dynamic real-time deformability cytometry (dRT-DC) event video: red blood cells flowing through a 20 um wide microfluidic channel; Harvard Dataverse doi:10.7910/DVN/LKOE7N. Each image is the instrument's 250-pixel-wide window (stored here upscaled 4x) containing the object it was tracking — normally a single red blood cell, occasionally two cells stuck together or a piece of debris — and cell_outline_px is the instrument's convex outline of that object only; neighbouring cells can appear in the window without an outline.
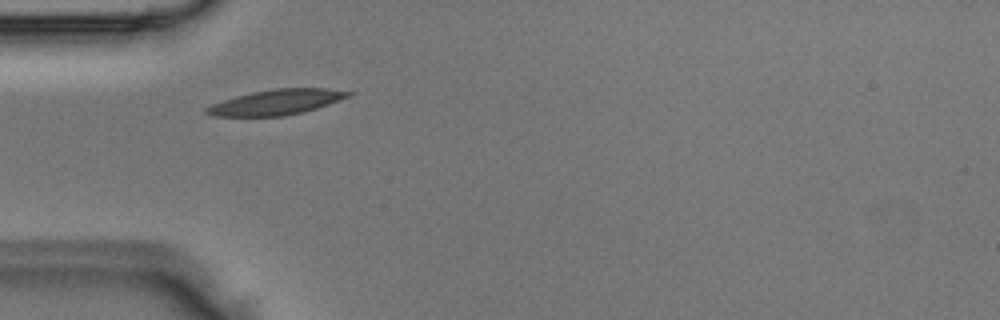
{"species": "Egyptian fruit bat (a non-hibernating species)", "species_latin": "Rousettus aegyptiacus", "temperature_condition": "room temperature", "stored_images_in_passage": 3, "camera_frame_rate_fps": 3000, "um_per_image_px": 0.085, "animal": {"sex": "male"}, "frame": {"image": 1, "passage_image": 1, "time_ms": 0.0, "image_size_px": [1000, 320], "cell_outline_px": [[356, 92], [352, 96], [304, 112], [284, 116], [212, 116], [204, 112], [204, 108], [212, 104], [236, 96], [252, 92], [272, 88], [328, 88]], "centroid_in_image_um": [23.53, 8.67], "position_along_channel_um": 61.5, "area_um2": 21.04}}
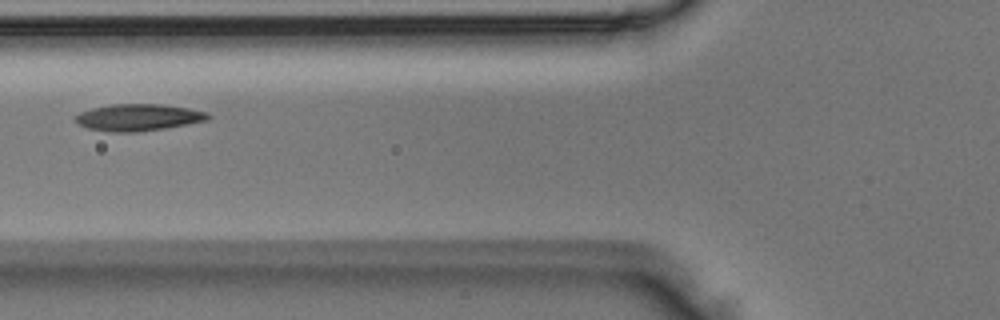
{"frame": {"image": 2, "passage_image": 2, "time_ms": 0.333, "image_size_px": [1000, 320], "cell_outline_px": [[212, 116], [208, 120], [188, 124], [164, 128], [136, 132], [112, 132], [88, 128], [76, 124], [72, 116], [80, 112], [92, 108], [112, 104], [164, 104], [188, 108], [208, 112]], "centroid_in_image_um": [11.74, 9.97], "position_along_channel_um": 114.1, "area_um2": 20.92}}